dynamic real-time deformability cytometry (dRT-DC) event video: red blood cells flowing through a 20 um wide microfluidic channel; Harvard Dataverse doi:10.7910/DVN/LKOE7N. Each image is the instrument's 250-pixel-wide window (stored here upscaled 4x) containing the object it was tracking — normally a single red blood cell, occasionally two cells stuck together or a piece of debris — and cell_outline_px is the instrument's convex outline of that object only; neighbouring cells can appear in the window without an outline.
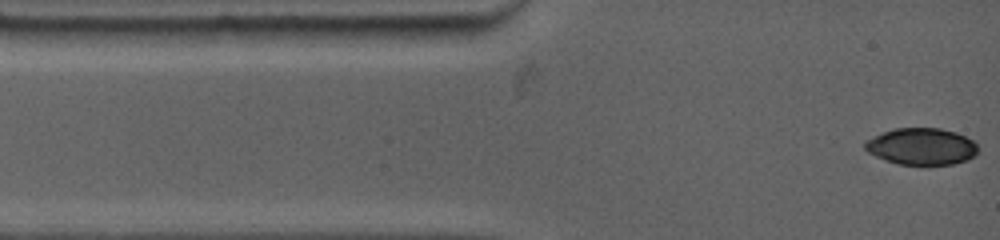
{"species": "common noctule bat (a hibernating species)", "species_latin": "Nyctalus noctula", "temperature_condition": "warm", "stored_images_in_passage": 67, "camera_frame_rate_fps": 4500, "um_per_image_px": 0.085, "animal": {"sex": "female", "body_mass_g": 19.0, "forearm_length_mm": 53.3}, "frame": {"image": 1, "passage_image": 1, "time_ms": 0.0, "image_size_px": [1000, 240], "cell_outline_px": [[976, 152], [968, 160], [952, 164], [928, 168], [900, 164], [884, 160], [868, 152], [864, 148], [864, 144], [868, 140], [884, 132], [896, 128], [940, 128], [956, 132], [972, 140], [976, 144]], "centroid_in_image_um": [78.34, 12.49], "position_along_channel_um": 6.7, "area_um2": 24.57}}
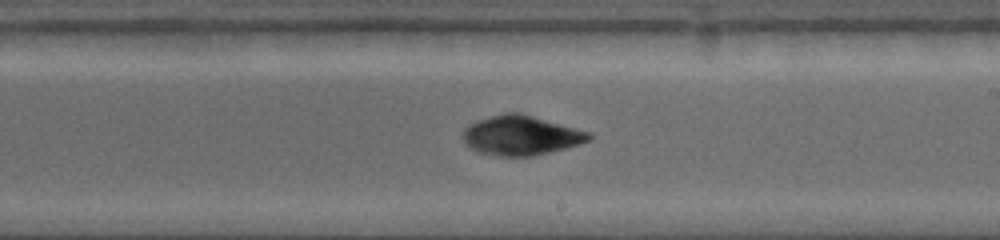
{"frame": {"image": 2, "passage_image": 29, "time_ms": 7.333, "image_size_px": [1000, 240], "cell_outline_px": [[592, 136], [588, 140], [580, 144], [532, 156], [500, 156], [476, 152], [464, 144], [460, 136], [464, 128], [468, 124], [476, 120], [504, 112], [520, 112], [592, 132]], "centroid_in_image_um": [44.22, 11.49], "position_along_channel_um": 244.8, "area_um2": 29.48}}
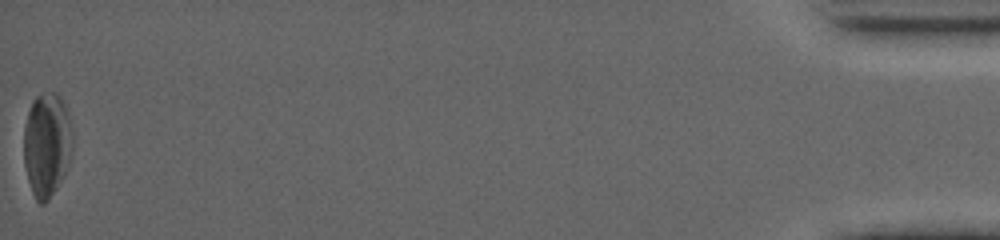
{"frame": {"image": 3, "passage_image": 67, "time_ms": 16.667, "image_size_px": [1000, 240], "cell_outline_px": [[72, 148], [68, 164], [56, 188], [48, 200], [44, 204], [40, 204], [36, 200], [32, 192], [28, 180], [24, 164], [24, 128], [28, 112], [32, 100], [36, 96], [44, 92], [56, 92], [60, 96], [64, 104], [72, 132]], "centroid_in_image_um": [3.96, 12.27], "position_along_channel_um": 431.2, "area_um2": 29.36}, "authors_computed_cell_mechanics": {"area_um2": 27.6284, "velocity_mm_per_s": 3.8332, "shape_relaxation_time_tau1_ms": 1.7086, "shape_relaxation_time_tau2_ms": null, "deformation_change_tau1": 0.0954, "deformation_change_tau2": null}}